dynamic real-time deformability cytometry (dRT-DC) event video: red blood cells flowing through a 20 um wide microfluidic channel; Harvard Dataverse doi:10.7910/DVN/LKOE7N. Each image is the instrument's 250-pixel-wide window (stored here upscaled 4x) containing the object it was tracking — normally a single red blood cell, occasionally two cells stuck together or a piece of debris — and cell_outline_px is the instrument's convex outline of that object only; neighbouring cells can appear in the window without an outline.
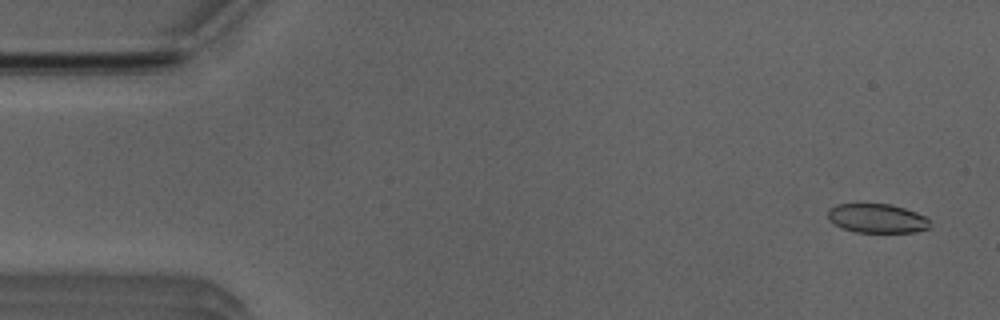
{"species": "Egyptian fruit bat (a non-hibernating species)", "species_latin": "Rousettus aegyptiacus", "temperature_condition": "room temperature", "stored_images_in_passage": 52, "camera_frame_rate_fps": 3000, "um_per_image_px": 0.085, "animal": {"sex": "male"}, "frame": {"image": 1, "passage_image": 3, "time_ms": 0.667, "image_size_px": [1000, 320], "cell_outline_px": [[932, 224], [928, 228], [916, 232], [856, 232], [844, 228], [828, 220], [828, 208], [836, 204], [892, 204], [916, 212], [924, 216]], "centroid_in_image_um": [74.55, 18.55], "position_along_channel_um": 10.4, "area_um2": 17.28}}
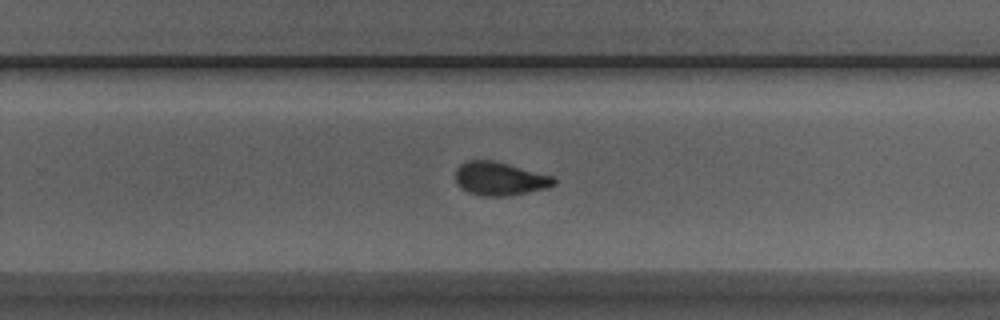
{"frame": {"image": 2, "passage_image": 33, "time_ms": 10.667, "image_size_px": [1000, 320], "cell_outline_px": [[556, 184], [548, 188], [508, 196], [484, 196], [468, 192], [456, 184], [456, 168], [460, 164], [468, 160], [492, 160], [508, 164], [552, 176], [556, 180]], "centroid_in_image_um": [42.47, 15.19], "position_along_channel_um": 287.3, "area_um2": 19.13}}
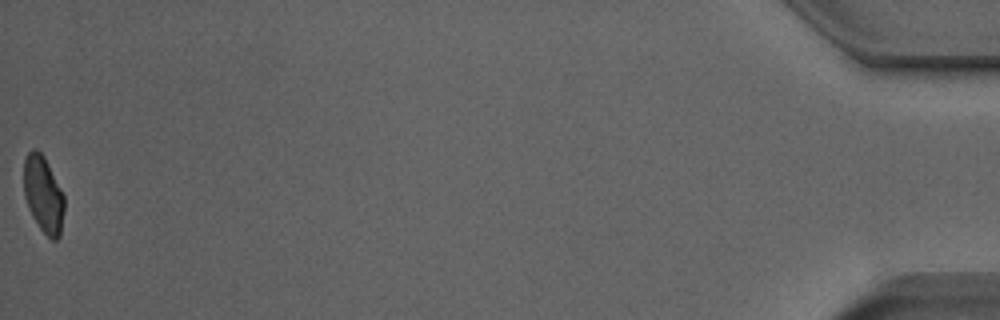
{"frame": {"image": 3, "passage_image": 52, "time_ms": 17.0, "image_size_px": [1000, 320], "cell_outline_px": [[64, 208], [60, 236], [56, 240], [52, 240], [40, 228], [32, 216], [28, 208], [24, 196], [24, 160], [28, 152], [32, 148], [36, 148], [44, 156], [64, 196]], "centroid_in_image_um": [3.67, 16.52], "position_along_channel_um": 431.5, "area_um2": 17.98}, "authors_computed_cell_mechanics": {"area_um2": 19.1318, "velocity_mm_per_s": 3.9745, "shape_relaxation_time_tau1_ms": 5.4628, "shape_relaxation_time_tau2_ms": 1.5901, "deformation_change_tau1": 0.1475, "deformation_change_tau2": 0.0668}}